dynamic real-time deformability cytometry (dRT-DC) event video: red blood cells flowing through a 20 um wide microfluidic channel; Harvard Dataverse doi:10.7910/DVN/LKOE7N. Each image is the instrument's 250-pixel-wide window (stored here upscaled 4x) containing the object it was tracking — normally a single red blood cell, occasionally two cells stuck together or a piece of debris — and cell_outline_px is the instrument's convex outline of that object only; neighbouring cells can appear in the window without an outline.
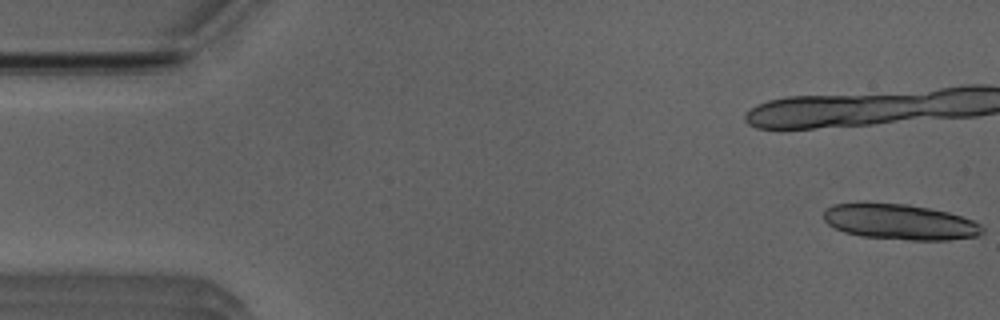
{"species": "Egyptian fruit bat (a non-hibernating species)", "species_latin": "Rousettus aegyptiacus", "temperature_condition": "room temperature", "stored_images_in_passage": 15, "camera_frame_rate_fps": 3000, "um_per_image_px": 0.085, "animal": {"sex": "male"}, "frame": {"image": 1, "passage_image": 1, "time_ms": 0.0, "image_size_px": [1000, 320], "cell_outline_px": [[984, 232], [980, 236], [948, 240], [908, 240], [860, 236], [844, 232], [828, 224], [824, 220], [824, 208], [832, 204], [864, 200], [908, 204], [948, 212], [972, 220], [980, 224], [984, 228]], "centroid_in_image_um": [76.43, 18.83], "position_along_channel_um": 8.6, "area_um2": 33.76}}